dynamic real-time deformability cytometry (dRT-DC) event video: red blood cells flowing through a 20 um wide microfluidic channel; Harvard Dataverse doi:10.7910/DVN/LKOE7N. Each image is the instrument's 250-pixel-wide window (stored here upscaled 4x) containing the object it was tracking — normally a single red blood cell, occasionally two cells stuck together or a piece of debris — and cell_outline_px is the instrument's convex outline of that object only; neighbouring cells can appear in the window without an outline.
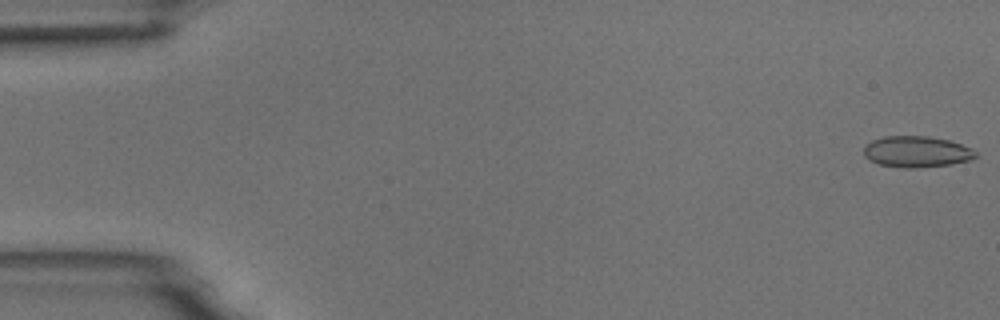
{"species": "common noctule bat (a hibernating species)", "species_latin": "Nyctalus noctula", "temperature_condition": "room temperature", "stored_images_in_passage": 6, "camera_frame_rate_fps": 3000, "um_per_image_px": 0.085, "animal": {"sex": "male", "body_mass_g": 18.8}, "frame": {"image": 1, "passage_image": 1, "time_ms": 0.0, "image_size_px": [1000, 320], "cell_outline_px": [[976, 156], [968, 160], [952, 164], [908, 168], [904, 168], [880, 164], [868, 160], [864, 156], [864, 148], [872, 140], [884, 136], [928, 136], [948, 140], [972, 148], [976, 152]], "centroid_in_image_um": [77.89, 12.89], "position_along_channel_um": 7.1, "area_um2": 20.11}}
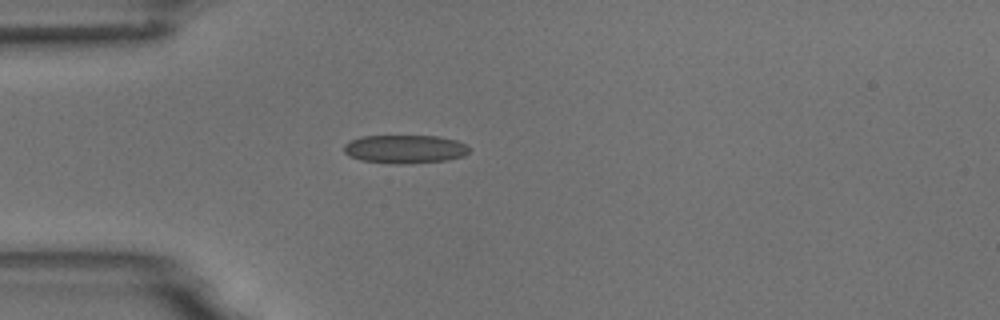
{"frame": {"image": 2, "passage_image": 5, "time_ms": 4.667, "image_size_px": [1000, 320], "cell_outline_px": [[468, 152], [464, 156], [448, 160], [404, 164], [392, 164], [360, 160], [348, 156], [344, 152], [344, 144], [348, 140], [360, 136], [440, 136], [456, 140], [468, 144]], "centroid_in_image_um": [34.39, 12.67], "position_along_channel_um": 50.6, "area_um2": 21.1}}